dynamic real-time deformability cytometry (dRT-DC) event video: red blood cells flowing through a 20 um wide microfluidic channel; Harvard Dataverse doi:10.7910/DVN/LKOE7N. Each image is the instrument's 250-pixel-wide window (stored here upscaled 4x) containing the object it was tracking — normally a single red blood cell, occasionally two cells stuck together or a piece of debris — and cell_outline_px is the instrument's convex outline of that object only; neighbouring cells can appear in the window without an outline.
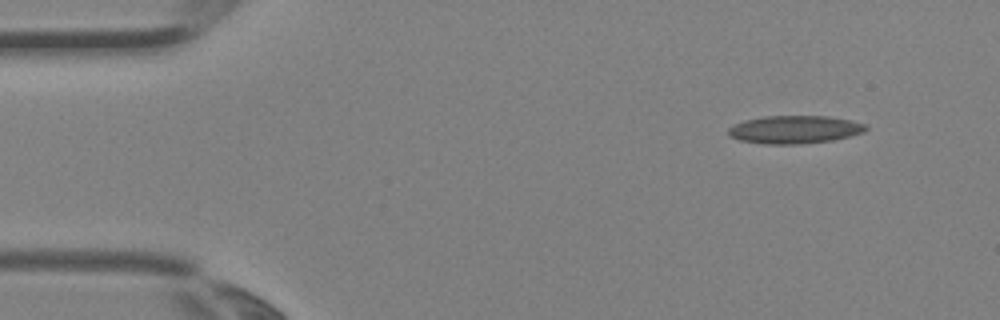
{"species": "Egyptian fruit bat (a non-hibernating species)", "species_latin": "Rousettus aegyptiacus", "temperature_condition": "room temperature", "stored_images_in_passage": 3, "camera_frame_rate_fps": 3000, "um_per_image_px": 0.085, "animal": {"sex": "female"}, "frame": {"image": 1, "passage_image": 1, "time_ms": 0.0, "image_size_px": [1000, 320], "cell_outline_px": [[868, 128], [864, 132], [832, 140], [800, 144], [764, 144], [740, 140], [728, 136], [728, 128], [744, 120], [764, 116], [828, 116], [852, 120], [864, 124]], "centroid_in_image_um": [67.53, 11.01], "position_along_channel_um": 17.5, "area_um2": 22.37}}